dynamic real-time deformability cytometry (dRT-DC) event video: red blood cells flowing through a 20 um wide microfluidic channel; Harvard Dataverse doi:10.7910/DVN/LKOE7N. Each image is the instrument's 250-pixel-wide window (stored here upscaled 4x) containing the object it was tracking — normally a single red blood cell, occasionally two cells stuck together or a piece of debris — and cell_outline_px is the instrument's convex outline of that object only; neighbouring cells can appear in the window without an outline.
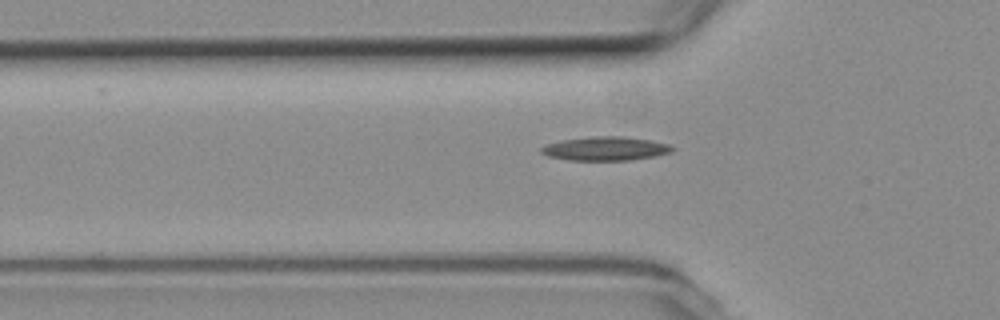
{"species": "common noctule bat (a hibernating species)", "species_latin": "Nyctalus noctula", "temperature_condition": "room temperature", "stored_images_in_passage": 33, "camera_frame_rate_fps": 3000, "um_per_image_px": 0.085, "animal": {"sex": "female", "body_mass_g": 19.3, "forearm_length_mm": 54.1}, "frame": {"image": 1, "passage_image": 3, "time_ms": 0.667, "image_size_px": [1000, 320], "cell_outline_px": [[676, 148], [672, 152], [632, 160], [568, 160], [548, 156], [540, 152], [540, 148], [548, 144], [564, 140], [592, 136], [624, 136], [648, 140], [668, 144]], "centroid_in_image_um": [51.47, 12.63], "position_along_channel_um": 74.3, "area_um2": 18.03}}
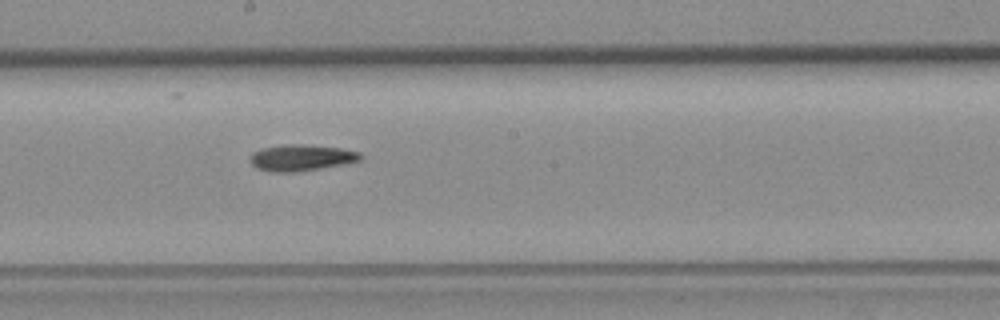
{"frame": {"image": 2, "passage_image": 15, "time_ms": 4.667, "image_size_px": [1000, 320], "cell_outline_px": [[364, 156], [360, 160], [320, 168], [296, 172], [276, 172], [256, 168], [252, 164], [252, 152], [260, 148], [284, 144], [304, 144], [340, 148], [360, 152]], "centroid_in_image_um": [25.6, 13.39], "position_along_channel_um": 222.6, "area_um2": 16.76}}
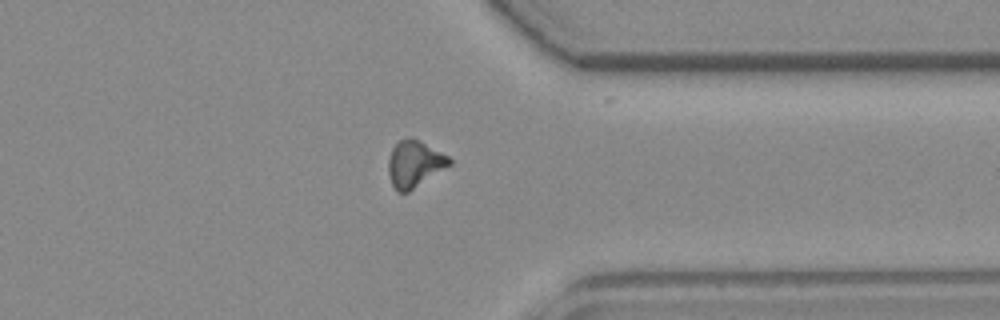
{"frame": {"image": 3, "passage_image": 28, "time_ms": 9.0, "image_size_px": [1000, 320], "cell_outline_px": [[452, 164], [408, 192], [400, 192], [392, 184], [388, 172], [388, 160], [392, 148], [400, 140], [408, 136], [412, 136], [448, 156], [452, 160]], "centroid_in_image_um": [35.23, 13.9], "position_along_channel_um": 376.2, "area_um2": 16.47}, "authors_computed_cell_mechanics": {"area_um2": 16.2418, "velocity_mm_per_s": 3.6855, "shape_relaxation_time_tau1_ms": 9.6351, "shape_relaxation_time_tau2_ms": null, "deformation_change_tau1": 0.2239, "deformation_change_tau2": null}}